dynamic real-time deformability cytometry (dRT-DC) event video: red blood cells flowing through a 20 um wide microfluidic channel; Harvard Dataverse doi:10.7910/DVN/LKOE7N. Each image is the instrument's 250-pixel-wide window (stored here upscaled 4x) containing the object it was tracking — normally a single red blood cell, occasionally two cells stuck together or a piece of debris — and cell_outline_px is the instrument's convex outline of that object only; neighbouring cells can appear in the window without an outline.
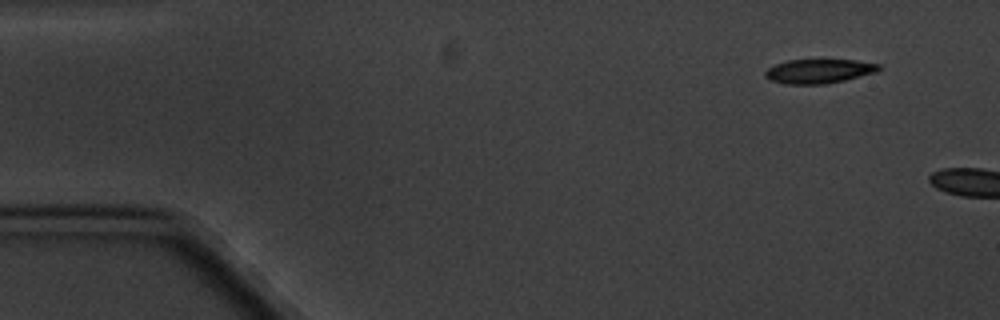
{"species": "common noctule bat (a hibernating species)", "species_latin": "Nyctalus noctula", "temperature_condition": "cold", "stored_images_in_passage": 2, "camera_frame_rate_fps": 3000, "um_per_image_px": 0.085, "animal": {"sex": "male", "body_mass_g": 20.1, "forearm_length_mm": 53.5}, "frame": {"image": 1, "passage_image": 1, "time_ms": 0.0, "image_size_px": [1000, 320], "cell_outline_px": [[880, 68], [876, 72], [844, 80], [824, 84], [788, 84], [772, 80], [764, 76], [764, 72], [768, 68], [776, 64], [788, 60], [856, 60], [880, 64]], "centroid_in_image_um": [69.6, 6.04], "position_along_channel_um": 15.4, "area_um2": 15.84}}